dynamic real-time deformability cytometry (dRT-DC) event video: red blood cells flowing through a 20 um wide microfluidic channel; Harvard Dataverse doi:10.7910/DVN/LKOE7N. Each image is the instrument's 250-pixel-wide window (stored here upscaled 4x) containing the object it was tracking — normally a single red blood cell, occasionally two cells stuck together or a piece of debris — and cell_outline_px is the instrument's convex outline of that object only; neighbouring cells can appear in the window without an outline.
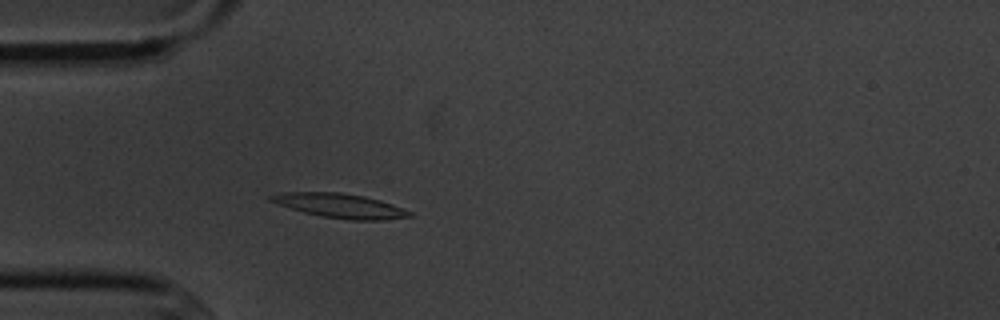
{"species": "common noctule bat (a hibernating species)", "species_latin": "Nyctalus noctula", "temperature_condition": "cold", "stored_images_in_passage": 4, "camera_frame_rate_fps": 3000, "um_per_image_px": 0.085, "animal": {"sex": "male", "body_mass_g": 20.1, "forearm_length_mm": 53.5}, "frame": {"image": 1, "passage_image": 4, "time_ms": 3.667, "image_size_px": [1000, 320], "cell_outline_px": [[412, 216], [384, 220], [348, 220], [320, 216], [304, 212], [268, 200], [268, 196], [280, 192], [340, 192], [364, 196], [380, 200], [392, 204], [412, 212]], "centroid_in_image_um": [28.91, 17.48], "position_along_channel_um": 56.1, "area_um2": 19.59}}